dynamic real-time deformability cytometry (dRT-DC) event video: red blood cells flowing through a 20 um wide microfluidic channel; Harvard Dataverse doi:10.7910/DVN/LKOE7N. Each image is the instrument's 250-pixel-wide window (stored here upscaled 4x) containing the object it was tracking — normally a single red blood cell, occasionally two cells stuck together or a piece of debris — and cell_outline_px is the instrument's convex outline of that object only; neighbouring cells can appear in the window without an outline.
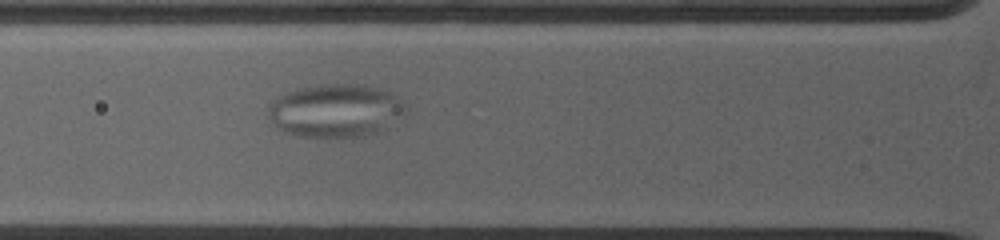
{"species": "common noctule bat (a hibernating species)", "species_latin": "Nyctalus noctula", "temperature_condition": "warm", "stored_images_in_passage": 2, "camera_frame_rate_fps": 5000, "um_per_image_px": 0.085, "animal": {"sex": "female", "body_mass_g": 19.0, "forearm_length_mm": 53.3}, "frame": {"image": 1, "passage_image": 2, "time_ms": 0.6, "image_size_px": [1000, 240], "cell_outline_px": [[388, 96], [376, 132], [364, 136], [296, 136], [284, 132], [276, 124], [268, 108], [268, 104], [292, 92], [304, 88], [328, 84], [356, 84], [372, 88], [384, 92]], "centroid_in_image_um": [28.04, 9.42], "position_along_channel_um": 97.8, "area_um2": 36.88}}